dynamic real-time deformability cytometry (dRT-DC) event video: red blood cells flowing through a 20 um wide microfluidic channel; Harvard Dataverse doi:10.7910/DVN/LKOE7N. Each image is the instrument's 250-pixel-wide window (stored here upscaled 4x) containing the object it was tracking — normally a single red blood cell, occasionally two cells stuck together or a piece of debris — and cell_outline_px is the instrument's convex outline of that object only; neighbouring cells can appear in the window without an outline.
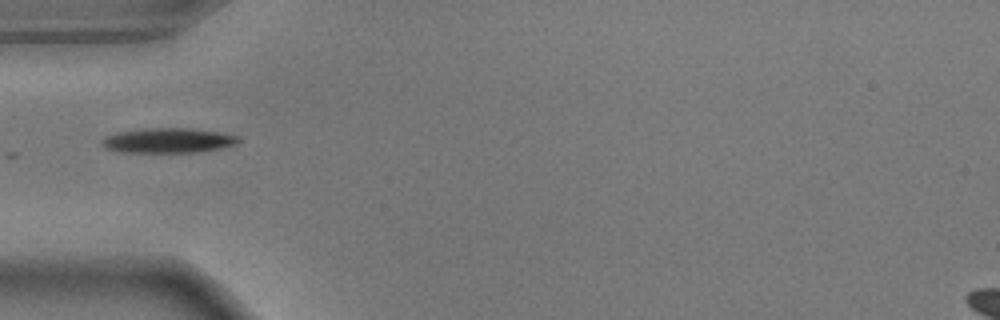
{"species": "common noctule bat (a hibernating species)", "species_latin": "Nyctalus noctula", "temperature_condition": "warm", "stored_images_in_passage": 38, "camera_frame_rate_fps": 3000, "um_per_image_px": 0.085, "animal": {"sex": "male", "body_mass_g": 17.9}, "frame": {"image": 1, "passage_image": 1, "time_ms": 0.0, "image_size_px": [1000, 320], "cell_outline_px": [[240, 140], [236, 144], [220, 148], [196, 152], [124, 152], [108, 148], [100, 140], [104, 136], [116, 132], [144, 128], [192, 128], [240, 136]], "centroid_in_image_um": [14.29, 11.93], "position_along_channel_um": 70.7, "area_um2": 19.65}}
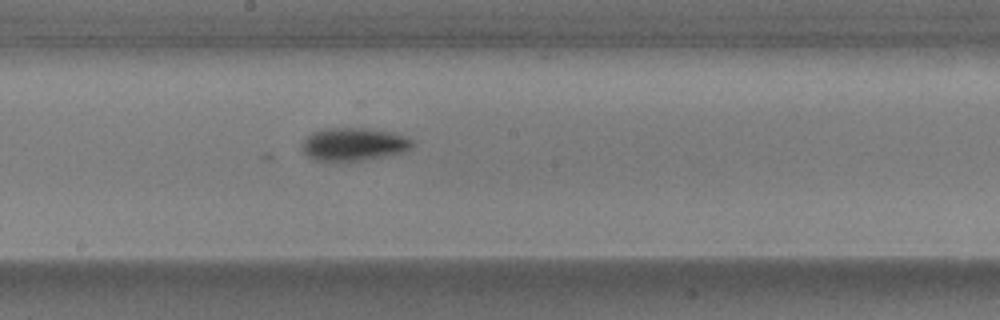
{"frame": {"image": 2, "passage_image": 13, "time_ms": 4.0, "image_size_px": [1000, 320], "cell_outline_px": [[416, 144], [400, 152], [384, 156], [360, 160], [316, 160], [308, 156], [304, 152], [300, 144], [312, 132], [324, 128], [368, 128], [392, 132], [404, 136], [412, 140]], "centroid_in_image_um": [30.04, 12.23], "position_along_channel_um": 218.2, "area_um2": 20.87}}
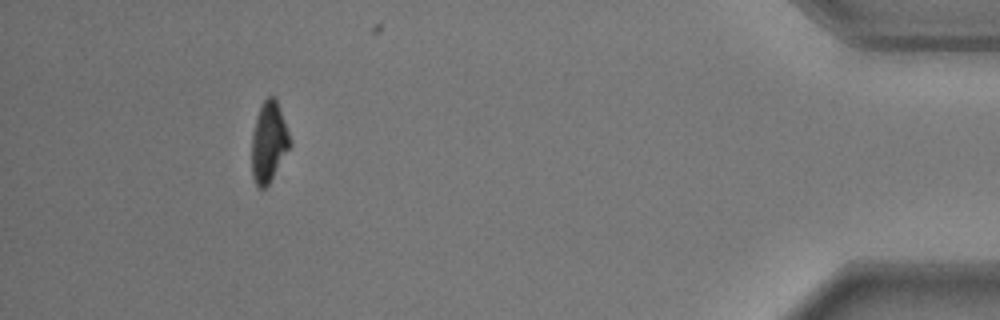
{"frame": {"image": 3, "passage_image": 34, "time_ms": 11.0, "image_size_px": [1000, 320], "cell_outline_px": [[292, 144], [268, 184], [264, 188], [260, 188], [256, 184], [252, 176], [252, 132], [260, 104], [268, 96], [272, 96], [276, 100], [288, 132]], "centroid_in_image_um": [22.83, 12.07], "position_along_channel_um": 412.4, "area_um2": 17.57}}